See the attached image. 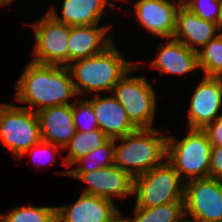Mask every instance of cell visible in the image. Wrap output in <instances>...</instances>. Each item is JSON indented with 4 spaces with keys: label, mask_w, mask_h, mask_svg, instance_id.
Segmentation results:
<instances>
[{
    "label": "cell",
    "mask_w": 222,
    "mask_h": 222,
    "mask_svg": "<svg viewBox=\"0 0 222 222\" xmlns=\"http://www.w3.org/2000/svg\"><path fill=\"white\" fill-rule=\"evenodd\" d=\"M133 213V217L127 218L128 222H187L184 201L148 208L135 206Z\"/></svg>",
    "instance_id": "21"
},
{
    "label": "cell",
    "mask_w": 222,
    "mask_h": 222,
    "mask_svg": "<svg viewBox=\"0 0 222 222\" xmlns=\"http://www.w3.org/2000/svg\"><path fill=\"white\" fill-rule=\"evenodd\" d=\"M15 85L14 99L29 105L21 107L35 112L47 107L72 104L70 98L78 97L67 66L30 60ZM34 106H37L36 109Z\"/></svg>",
    "instance_id": "1"
},
{
    "label": "cell",
    "mask_w": 222,
    "mask_h": 222,
    "mask_svg": "<svg viewBox=\"0 0 222 222\" xmlns=\"http://www.w3.org/2000/svg\"><path fill=\"white\" fill-rule=\"evenodd\" d=\"M0 222H57V210L56 206H16L0 214Z\"/></svg>",
    "instance_id": "23"
},
{
    "label": "cell",
    "mask_w": 222,
    "mask_h": 222,
    "mask_svg": "<svg viewBox=\"0 0 222 222\" xmlns=\"http://www.w3.org/2000/svg\"><path fill=\"white\" fill-rule=\"evenodd\" d=\"M111 26L100 24L70 26L67 43L68 65L73 61L99 54L110 46L114 42L112 35L108 34Z\"/></svg>",
    "instance_id": "15"
},
{
    "label": "cell",
    "mask_w": 222,
    "mask_h": 222,
    "mask_svg": "<svg viewBox=\"0 0 222 222\" xmlns=\"http://www.w3.org/2000/svg\"><path fill=\"white\" fill-rule=\"evenodd\" d=\"M111 95L103 98L97 94L87 100L92 104L99 129L110 139H115L131 134L137 128L129 120L123 105Z\"/></svg>",
    "instance_id": "16"
},
{
    "label": "cell",
    "mask_w": 222,
    "mask_h": 222,
    "mask_svg": "<svg viewBox=\"0 0 222 222\" xmlns=\"http://www.w3.org/2000/svg\"><path fill=\"white\" fill-rule=\"evenodd\" d=\"M106 7L115 8L116 5L111 0H63L62 16L54 5L47 12L56 21L69 26L97 25L102 20Z\"/></svg>",
    "instance_id": "18"
},
{
    "label": "cell",
    "mask_w": 222,
    "mask_h": 222,
    "mask_svg": "<svg viewBox=\"0 0 222 222\" xmlns=\"http://www.w3.org/2000/svg\"><path fill=\"white\" fill-rule=\"evenodd\" d=\"M72 102V114L75 129L89 132L99 129L92 104L86 99L75 98Z\"/></svg>",
    "instance_id": "25"
},
{
    "label": "cell",
    "mask_w": 222,
    "mask_h": 222,
    "mask_svg": "<svg viewBox=\"0 0 222 222\" xmlns=\"http://www.w3.org/2000/svg\"><path fill=\"white\" fill-rule=\"evenodd\" d=\"M188 129V135L178 142L167 136V161L185 182L210 177L212 147L203 129Z\"/></svg>",
    "instance_id": "4"
},
{
    "label": "cell",
    "mask_w": 222,
    "mask_h": 222,
    "mask_svg": "<svg viewBox=\"0 0 222 222\" xmlns=\"http://www.w3.org/2000/svg\"><path fill=\"white\" fill-rule=\"evenodd\" d=\"M142 69L135 64L116 83L111 92L126 110L131 123L137 129H151L155 120L157 97L146 77L128 76L132 71Z\"/></svg>",
    "instance_id": "6"
},
{
    "label": "cell",
    "mask_w": 222,
    "mask_h": 222,
    "mask_svg": "<svg viewBox=\"0 0 222 222\" xmlns=\"http://www.w3.org/2000/svg\"><path fill=\"white\" fill-rule=\"evenodd\" d=\"M60 148L61 147L58 145L41 140L36 145L32 146L27 151H25L18 159L20 160L21 158H23V156H25L26 153H29L30 156L32 157V161L35 160L34 163H36V165L39 161L40 165H44V163L43 164L41 163L44 158H46L47 162L52 165L57 159L56 152L58 151L60 153ZM40 156H42L43 158ZM38 157H40V159L42 158V160H40Z\"/></svg>",
    "instance_id": "27"
},
{
    "label": "cell",
    "mask_w": 222,
    "mask_h": 222,
    "mask_svg": "<svg viewBox=\"0 0 222 222\" xmlns=\"http://www.w3.org/2000/svg\"><path fill=\"white\" fill-rule=\"evenodd\" d=\"M15 0H0V6H6L7 4L12 3Z\"/></svg>",
    "instance_id": "31"
},
{
    "label": "cell",
    "mask_w": 222,
    "mask_h": 222,
    "mask_svg": "<svg viewBox=\"0 0 222 222\" xmlns=\"http://www.w3.org/2000/svg\"><path fill=\"white\" fill-rule=\"evenodd\" d=\"M110 138L107 137L100 129H95L89 132L77 131L71 140L63 148L68 150L67 155L63 159V164L67 168L85 156L88 152L98 149L104 145Z\"/></svg>",
    "instance_id": "20"
},
{
    "label": "cell",
    "mask_w": 222,
    "mask_h": 222,
    "mask_svg": "<svg viewBox=\"0 0 222 222\" xmlns=\"http://www.w3.org/2000/svg\"><path fill=\"white\" fill-rule=\"evenodd\" d=\"M182 3L198 17L219 25L220 9L218 0H183Z\"/></svg>",
    "instance_id": "26"
},
{
    "label": "cell",
    "mask_w": 222,
    "mask_h": 222,
    "mask_svg": "<svg viewBox=\"0 0 222 222\" xmlns=\"http://www.w3.org/2000/svg\"><path fill=\"white\" fill-rule=\"evenodd\" d=\"M212 147L222 146V116L216 118L204 129Z\"/></svg>",
    "instance_id": "28"
},
{
    "label": "cell",
    "mask_w": 222,
    "mask_h": 222,
    "mask_svg": "<svg viewBox=\"0 0 222 222\" xmlns=\"http://www.w3.org/2000/svg\"><path fill=\"white\" fill-rule=\"evenodd\" d=\"M219 1V9H220V14H219V26L222 29V0Z\"/></svg>",
    "instance_id": "30"
},
{
    "label": "cell",
    "mask_w": 222,
    "mask_h": 222,
    "mask_svg": "<svg viewBox=\"0 0 222 222\" xmlns=\"http://www.w3.org/2000/svg\"><path fill=\"white\" fill-rule=\"evenodd\" d=\"M184 208L187 222H222V179L185 182Z\"/></svg>",
    "instance_id": "8"
},
{
    "label": "cell",
    "mask_w": 222,
    "mask_h": 222,
    "mask_svg": "<svg viewBox=\"0 0 222 222\" xmlns=\"http://www.w3.org/2000/svg\"><path fill=\"white\" fill-rule=\"evenodd\" d=\"M210 177L222 179V146L211 147Z\"/></svg>",
    "instance_id": "29"
},
{
    "label": "cell",
    "mask_w": 222,
    "mask_h": 222,
    "mask_svg": "<svg viewBox=\"0 0 222 222\" xmlns=\"http://www.w3.org/2000/svg\"><path fill=\"white\" fill-rule=\"evenodd\" d=\"M190 100L187 129H204L222 116V82L204 76Z\"/></svg>",
    "instance_id": "11"
},
{
    "label": "cell",
    "mask_w": 222,
    "mask_h": 222,
    "mask_svg": "<svg viewBox=\"0 0 222 222\" xmlns=\"http://www.w3.org/2000/svg\"><path fill=\"white\" fill-rule=\"evenodd\" d=\"M198 68L215 77L222 70V32L197 51Z\"/></svg>",
    "instance_id": "24"
},
{
    "label": "cell",
    "mask_w": 222,
    "mask_h": 222,
    "mask_svg": "<svg viewBox=\"0 0 222 222\" xmlns=\"http://www.w3.org/2000/svg\"><path fill=\"white\" fill-rule=\"evenodd\" d=\"M123 217V214H121L117 219H115L113 222H128L127 217L126 218H121Z\"/></svg>",
    "instance_id": "32"
},
{
    "label": "cell",
    "mask_w": 222,
    "mask_h": 222,
    "mask_svg": "<svg viewBox=\"0 0 222 222\" xmlns=\"http://www.w3.org/2000/svg\"><path fill=\"white\" fill-rule=\"evenodd\" d=\"M36 113L42 141L58 145L63 149L76 132L72 104L47 107Z\"/></svg>",
    "instance_id": "17"
},
{
    "label": "cell",
    "mask_w": 222,
    "mask_h": 222,
    "mask_svg": "<svg viewBox=\"0 0 222 222\" xmlns=\"http://www.w3.org/2000/svg\"><path fill=\"white\" fill-rule=\"evenodd\" d=\"M68 176L88 184L82 193L112 201L115 196L124 198L133 195L134 178L114 164L89 173H68Z\"/></svg>",
    "instance_id": "10"
},
{
    "label": "cell",
    "mask_w": 222,
    "mask_h": 222,
    "mask_svg": "<svg viewBox=\"0 0 222 222\" xmlns=\"http://www.w3.org/2000/svg\"><path fill=\"white\" fill-rule=\"evenodd\" d=\"M184 191L185 181L167 160L133 179V195L138 207H157L184 201Z\"/></svg>",
    "instance_id": "5"
},
{
    "label": "cell",
    "mask_w": 222,
    "mask_h": 222,
    "mask_svg": "<svg viewBox=\"0 0 222 222\" xmlns=\"http://www.w3.org/2000/svg\"><path fill=\"white\" fill-rule=\"evenodd\" d=\"M166 160L167 136H161L160 130L137 129L114 139V165L133 178L160 166Z\"/></svg>",
    "instance_id": "3"
},
{
    "label": "cell",
    "mask_w": 222,
    "mask_h": 222,
    "mask_svg": "<svg viewBox=\"0 0 222 222\" xmlns=\"http://www.w3.org/2000/svg\"><path fill=\"white\" fill-rule=\"evenodd\" d=\"M35 46L31 61L41 64L68 66L70 26L56 21L47 11L32 24Z\"/></svg>",
    "instance_id": "9"
},
{
    "label": "cell",
    "mask_w": 222,
    "mask_h": 222,
    "mask_svg": "<svg viewBox=\"0 0 222 222\" xmlns=\"http://www.w3.org/2000/svg\"><path fill=\"white\" fill-rule=\"evenodd\" d=\"M181 3V0H138L134 2V15L146 32L168 40L175 32L176 12Z\"/></svg>",
    "instance_id": "12"
},
{
    "label": "cell",
    "mask_w": 222,
    "mask_h": 222,
    "mask_svg": "<svg viewBox=\"0 0 222 222\" xmlns=\"http://www.w3.org/2000/svg\"><path fill=\"white\" fill-rule=\"evenodd\" d=\"M56 210L57 222H113L122 214L114 201L86 193L73 204L56 206Z\"/></svg>",
    "instance_id": "13"
},
{
    "label": "cell",
    "mask_w": 222,
    "mask_h": 222,
    "mask_svg": "<svg viewBox=\"0 0 222 222\" xmlns=\"http://www.w3.org/2000/svg\"><path fill=\"white\" fill-rule=\"evenodd\" d=\"M114 44L115 42L99 54L73 61L67 66L77 96H83L84 92L87 95L111 92L116 83L135 65L126 60Z\"/></svg>",
    "instance_id": "2"
},
{
    "label": "cell",
    "mask_w": 222,
    "mask_h": 222,
    "mask_svg": "<svg viewBox=\"0 0 222 222\" xmlns=\"http://www.w3.org/2000/svg\"><path fill=\"white\" fill-rule=\"evenodd\" d=\"M151 67L160 71V75H184L198 69L197 52L188 49L179 40L169 38L165 45H160Z\"/></svg>",
    "instance_id": "19"
},
{
    "label": "cell",
    "mask_w": 222,
    "mask_h": 222,
    "mask_svg": "<svg viewBox=\"0 0 222 222\" xmlns=\"http://www.w3.org/2000/svg\"><path fill=\"white\" fill-rule=\"evenodd\" d=\"M221 32L217 23L198 17L183 3L178 7L172 38L182 42L188 49L197 52L199 47L202 48Z\"/></svg>",
    "instance_id": "14"
},
{
    "label": "cell",
    "mask_w": 222,
    "mask_h": 222,
    "mask_svg": "<svg viewBox=\"0 0 222 222\" xmlns=\"http://www.w3.org/2000/svg\"><path fill=\"white\" fill-rule=\"evenodd\" d=\"M215 78L222 82V70L215 76Z\"/></svg>",
    "instance_id": "33"
},
{
    "label": "cell",
    "mask_w": 222,
    "mask_h": 222,
    "mask_svg": "<svg viewBox=\"0 0 222 222\" xmlns=\"http://www.w3.org/2000/svg\"><path fill=\"white\" fill-rule=\"evenodd\" d=\"M74 167L70 170H65L63 173L68 176V173H89L100 168H104L114 164V139H109L104 145L98 149L88 152L85 156L78 159Z\"/></svg>",
    "instance_id": "22"
},
{
    "label": "cell",
    "mask_w": 222,
    "mask_h": 222,
    "mask_svg": "<svg viewBox=\"0 0 222 222\" xmlns=\"http://www.w3.org/2000/svg\"><path fill=\"white\" fill-rule=\"evenodd\" d=\"M0 140L18 159L42 140L37 113L11 103L0 104Z\"/></svg>",
    "instance_id": "7"
}]
</instances>
